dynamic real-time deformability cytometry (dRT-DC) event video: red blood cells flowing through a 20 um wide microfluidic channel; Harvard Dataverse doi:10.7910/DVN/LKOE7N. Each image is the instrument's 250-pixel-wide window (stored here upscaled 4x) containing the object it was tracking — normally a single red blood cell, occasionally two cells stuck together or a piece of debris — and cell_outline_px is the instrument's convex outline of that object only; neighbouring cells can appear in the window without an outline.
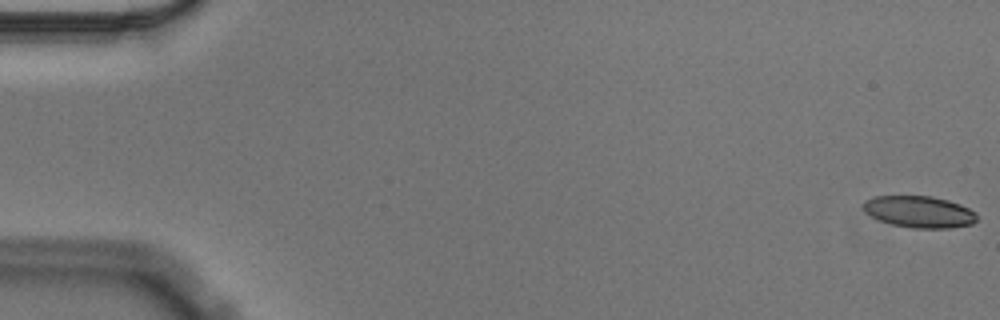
{"species": "Egyptian fruit bat (a non-hibernating species)", "species_latin": "Rousettus aegyptiacus", "temperature_condition": "cold", "stored_images_in_passage": 57, "camera_frame_rate_fps": 3000, "um_per_image_px": 0.085, "animal": {"sex": "male"}, "frame": {"image": 1, "passage_image": 1, "time_ms": 0.0, "image_size_px": [1000, 320], "cell_outline_px": [[976, 220], [972, 224], [948, 228], [912, 228], [892, 224], [880, 220], [872, 216], [864, 208], [864, 200], [876, 196], [932, 196], [948, 200], [960, 204], [976, 212]], "centroid_in_image_um": [78.16, 18.0], "position_along_channel_um": 6.8, "area_um2": 20.75}}
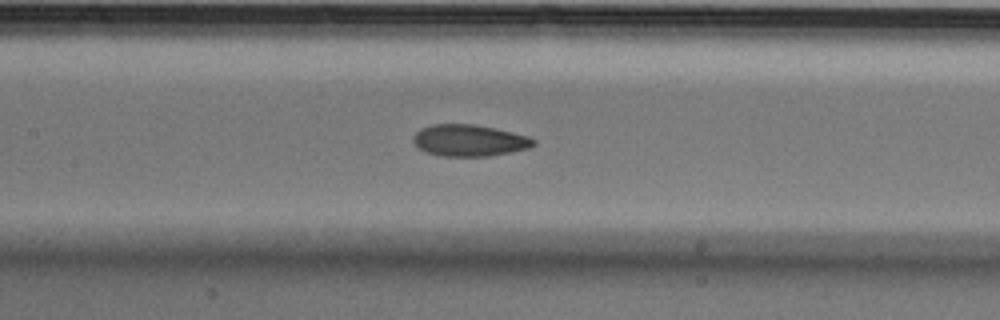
{"frame": {"image": 2, "passage_image": 27, "time_ms": 8.667, "image_size_px": [1000, 320], "cell_outline_px": [[536, 144], [528, 148], [512, 152], [488, 156], [440, 156], [428, 152], [420, 148], [412, 140], [412, 136], [420, 128], [432, 124], [472, 124], [496, 128], [528, 136], [536, 140]], "centroid_in_image_um": [39.9, 11.93], "position_along_channel_um": 167.5, "area_um2": 22.2}}
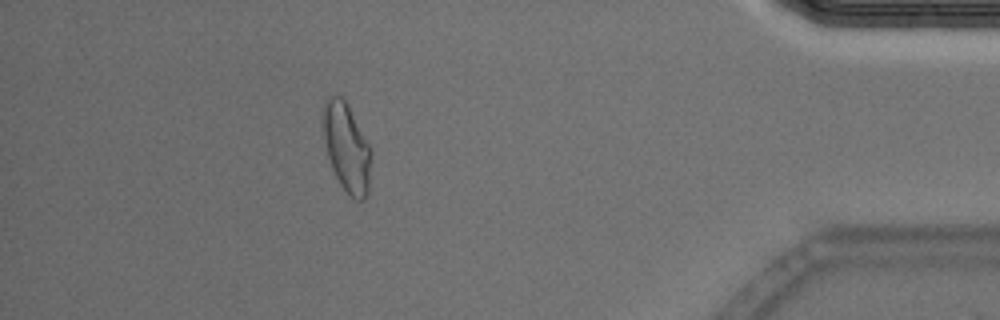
{"frame": {"image": 3, "passage_image": 51, "time_ms": 16.667, "image_size_px": [1000, 320], "cell_outline_px": [[372, 152], [368, 196], [364, 200], [356, 200], [340, 184], [332, 168], [328, 156], [320, 124], [320, 112], [324, 100], [328, 96], [340, 96], [348, 104], [372, 148]], "centroid_in_image_um": [29.45, 12.48], "position_along_channel_um": 405.8, "area_um2": 25.61}, "authors_computed_cell_mechanics": {"area_um2": 22.3686, "velocity_mm_per_s": 3.5455, "shape_relaxation_time_tau1_ms": 8.5575, "shape_relaxation_time_tau2_ms": 2.2076, "deformation_change_tau1": 0.1728, "deformation_change_tau2": 0.071}}